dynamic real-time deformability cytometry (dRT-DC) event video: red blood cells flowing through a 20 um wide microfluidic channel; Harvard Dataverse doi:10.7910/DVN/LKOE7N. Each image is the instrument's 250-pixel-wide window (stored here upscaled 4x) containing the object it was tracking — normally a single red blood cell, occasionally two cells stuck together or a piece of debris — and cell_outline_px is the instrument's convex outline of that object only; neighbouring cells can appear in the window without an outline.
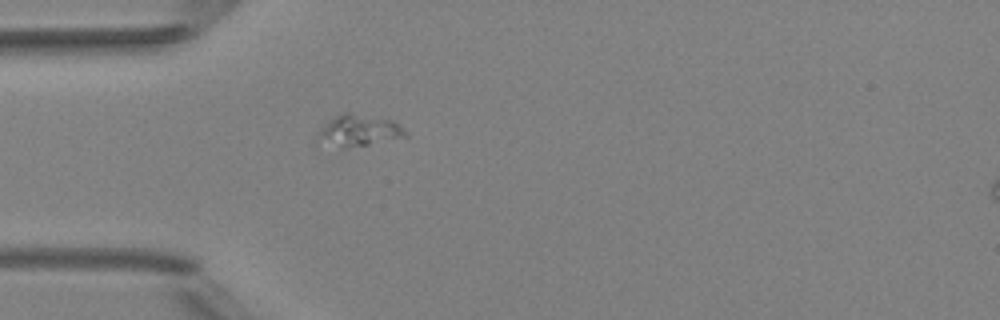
{"species": "Egyptian fruit bat (a non-hibernating species)", "species_latin": "Rousettus aegyptiacus", "temperature_condition": "room temperature", "stored_images_in_passage": 1, "camera_frame_rate_fps": 3000, "um_per_image_px": 0.085, "animal": {"sex": "female"}, "frame": {"image": 1, "passage_image": 1, "time_ms": 0.0, "image_size_px": [1000, 320], "cell_outline_px": [[408, 136], [368, 144], [344, 148], [316, 136], [320, 128], [332, 116], [344, 112], [352, 112], [392, 120]], "centroid_in_image_um": [30.48, 11.04], "position_along_channel_um": 54.5, "area_um2": 15.43}}